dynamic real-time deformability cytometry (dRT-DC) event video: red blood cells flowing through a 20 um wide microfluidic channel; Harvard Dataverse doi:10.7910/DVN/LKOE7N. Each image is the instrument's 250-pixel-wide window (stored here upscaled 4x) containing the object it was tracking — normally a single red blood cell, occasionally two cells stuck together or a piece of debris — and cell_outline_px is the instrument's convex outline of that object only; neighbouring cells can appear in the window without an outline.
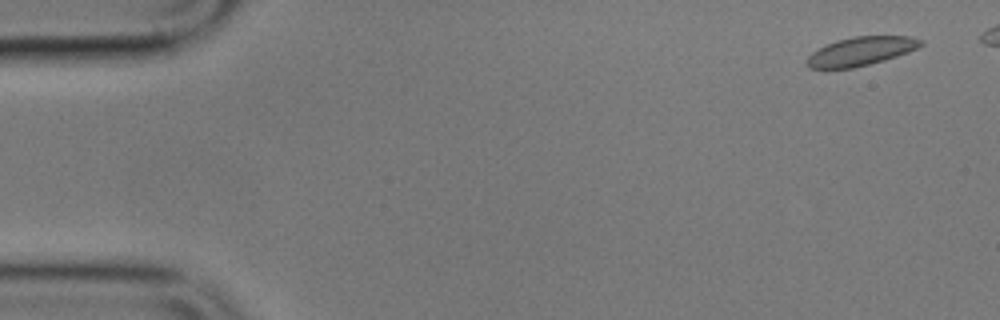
{"species": "common noctule bat (a hibernating species)", "species_latin": "Nyctalus noctula", "temperature_condition": "cold", "stored_images_in_passage": 5, "camera_frame_rate_fps": 3000, "um_per_image_px": 0.085, "animal": {"sex": "male", "body_mass_g": 17.9}, "frame": {"image": 1, "passage_image": 1, "time_ms": 0.0, "image_size_px": [1000, 320], "cell_outline_px": [[924, 44], [908, 52], [884, 60], [852, 68], [808, 68], [804, 64], [808, 56], [812, 52], [836, 40], [852, 36], [912, 36], [924, 40]], "centroid_in_image_um": [73.18, 4.34], "position_along_channel_um": 11.8, "area_um2": 19.02}}